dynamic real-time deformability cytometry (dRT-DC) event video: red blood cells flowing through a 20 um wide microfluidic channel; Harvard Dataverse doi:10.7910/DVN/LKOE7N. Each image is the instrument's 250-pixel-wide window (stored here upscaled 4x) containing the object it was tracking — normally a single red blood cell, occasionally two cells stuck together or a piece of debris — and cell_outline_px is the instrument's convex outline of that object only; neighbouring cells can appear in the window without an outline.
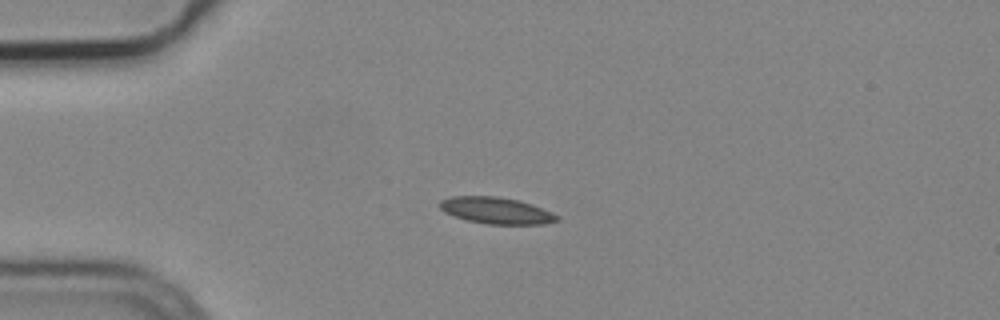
{"species": "common noctule bat (a hibernating species)", "species_latin": "Nyctalus noctula", "temperature_condition": "cold", "stored_images_in_passage": 4, "camera_frame_rate_fps": 3000, "um_per_image_px": 0.085, "animal": {"sex": "male", "body_mass_g": 19.2, "forearm_length_mm": 51.8}, "frame": {"image": 1, "passage_image": 3, "time_ms": 0.667, "image_size_px": [1000, 320], "cell_outline_px": [[560, 220], [544, 224], [488, 224], [468, 220], [444, 212], [440, 208], [440, 200], [452, 196], [496, 196], [520, 200], [552, 212], [560, 216]], "centroid_in_image_um": [42.21, 17.89], "position_along_channel_um": 42.8, "area_um2": 18.09}}